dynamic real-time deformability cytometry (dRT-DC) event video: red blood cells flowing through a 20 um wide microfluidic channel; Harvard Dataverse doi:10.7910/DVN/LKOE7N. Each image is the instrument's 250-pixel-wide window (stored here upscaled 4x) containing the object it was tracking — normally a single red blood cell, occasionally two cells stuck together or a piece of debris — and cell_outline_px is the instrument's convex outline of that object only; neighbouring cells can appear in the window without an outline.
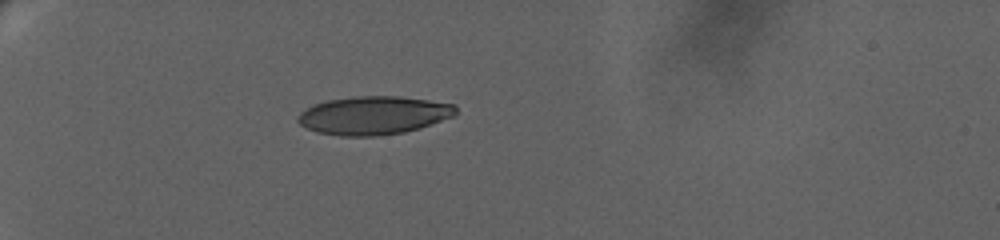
{"species": "human", "species_latin": "Homo sapiens", "temperature_condition": "warm", "stored_images_in_passage": 45, "camera_frame_rate_fps": 3000, "um_per_image_px": 0.085, "donor": {"sex": "female"}, "frame": {"image": 1, "passage_image": 1, "time_ms": 0.0, "image_size_px": [1000, 240], "cell_outline_px": [[456, 116], [420, 128], [404, 132], [376, 136], [340, 136], [316, 132], [300, 124], [296, 120], [296, 116], [300, 112], [312, 104], [328, 100], [356, 96], [400, 96], [456, 104]], "centroid_in_image_um": [31.76, 9.8], "position_along_channel_um": 53.2, "area_um2": 35.55}}
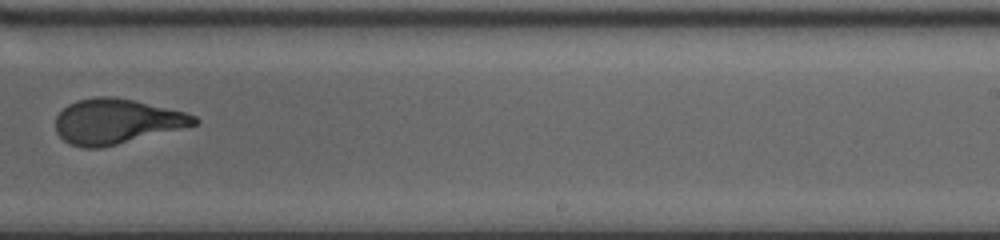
{"frame": {"image": 2, "passage_image": 23, "time_ms": 8.333, "image_size_px": [1000, 240], "cell_outline_px": [[200, 120], [196, 124], [100, 148], [80, 148], [64, 140], [56, 132], [56, 116], [68, 104], [76, 100], [96, 96], [112, 96], [132, 100], [184, 112], [196, 116]], "centroid_in_image_um": [9.84, 10.31], "position_along_channel_um": 279.2, "area_um2": 35.78}}
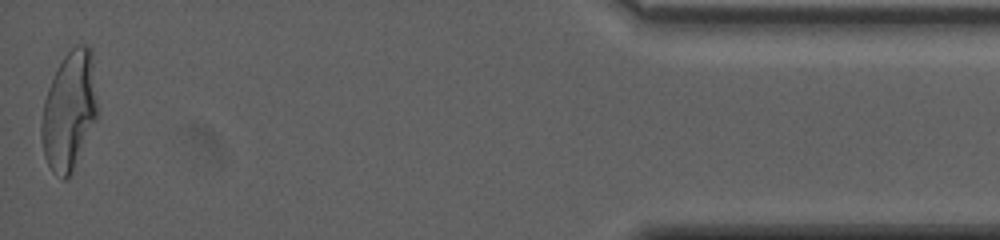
{"frame": {"image": 3, "passage_image": 45, "time_ms": 15.0, "image_size_px": [1000, 240], "cell_outline_px": [[96, 116], [72, 172], [64, 180], [52, 172], [44, 156], [40, 136], [40, 128], [44, 100], [48, 88], [64, 56], [76, 44], [88, 44], [92, 48], [96, 100]], "centroid_in_image_um": [5.85, 9.4], "position_along_channel_um": 429.3, "area_um2": 38.15}, "authors_computed_cell_mechanics": {"area_um2": 36.5874, "velocity_mm_per_s": 3.1931, "shape_relaxation_time_tau1_ms": 8.3443, "shape_relaxation_time_tau2_ms": 0.8884, "deformation_change_tau1": 0.2829, "deformation_change_tau2": 0.0855}}